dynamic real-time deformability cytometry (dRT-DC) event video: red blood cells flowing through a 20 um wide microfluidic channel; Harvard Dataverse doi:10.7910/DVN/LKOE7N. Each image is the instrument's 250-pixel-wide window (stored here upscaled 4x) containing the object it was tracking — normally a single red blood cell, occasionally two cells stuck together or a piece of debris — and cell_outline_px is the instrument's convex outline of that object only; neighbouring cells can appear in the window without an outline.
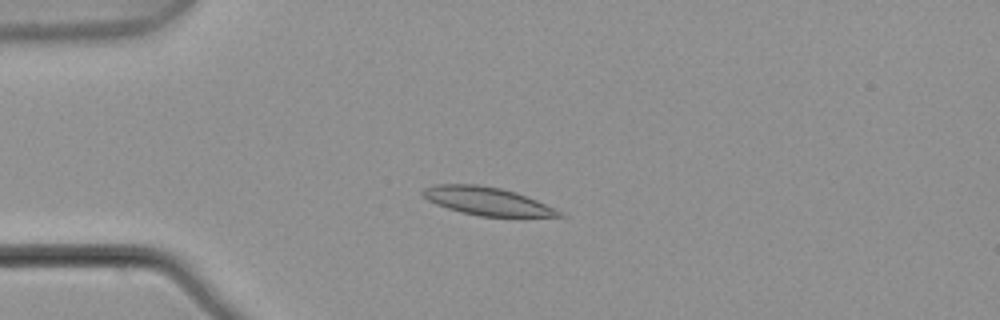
{"species": "common noctule bat (a hibernating species)", "species_latin": "Nyctalus noctula", "temperature_condition": "warm", "stored_images_in_passage": 6, "camera_frame_rate_fps": 3000, "um_per_image_px": 0.085, "animal": {"sex": "male", "body_mass_g": 21.5, "forearm_length_mm": 52.0}, "frame": {"image": 1, "passage_image": 2, "time_ms": 0.333, "image_size_px": [1000, 320], "cell_outline_px": [[568, 216], [480, 216], [460, 212], [436, 204], [428, 200], [420, 192], [424, 188], [432, 184], [476, 184], [500, 188], [516, 192], [536, 200]], "centroid_in_image_um": [41.32, 17.08], "position_along_channel_um": 43.7, "area_um2": 21.96}}
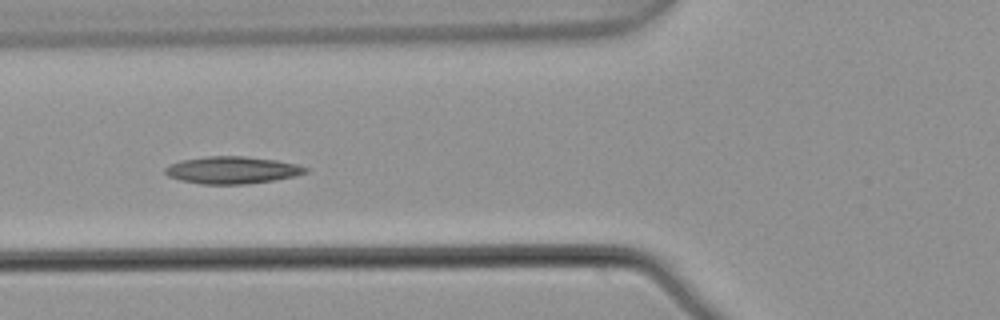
{"frame": {"image": 2, "passage_image": 4, "time_ms": 1.0, "image_size_px": [1000, 320], "cell_outline_px": [[308, 172], [296, 176], [276, 180], [244, 184], [200, 184], [180, 180], [168, 176], [164, 172], [164, 168], [180, 160], [208, 156], [244, 156], [276, 160], [296, 164], [308, 168]], "centroid_in_image_um": [19.74, 14.46], "position_along_channel_um": 106.1, "area_um2": 22.31}}
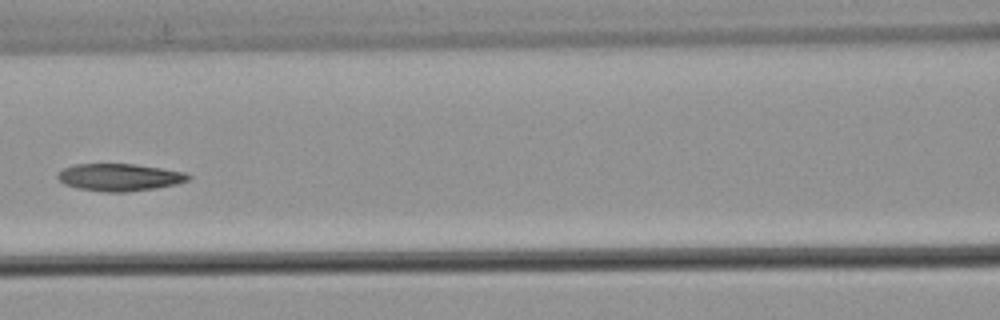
{"frame": {"image": 3, "passage_image": 5, "time_ms": 1.333, "image_size_px": [1000, 320], "cell_outline_px": [[192, 176], [188, 180], [176, 184], [156, 188], [128, 192], [104, 192], [76, 188], [64, 184], [56, 176], [64, 168], [76, 164], [132, 164], [160, 168], [184, 172]], "centroid_in_image_um": [10.15, 15.08], "position_along_channel_um": 156.4, "area_um2": 20.69}}